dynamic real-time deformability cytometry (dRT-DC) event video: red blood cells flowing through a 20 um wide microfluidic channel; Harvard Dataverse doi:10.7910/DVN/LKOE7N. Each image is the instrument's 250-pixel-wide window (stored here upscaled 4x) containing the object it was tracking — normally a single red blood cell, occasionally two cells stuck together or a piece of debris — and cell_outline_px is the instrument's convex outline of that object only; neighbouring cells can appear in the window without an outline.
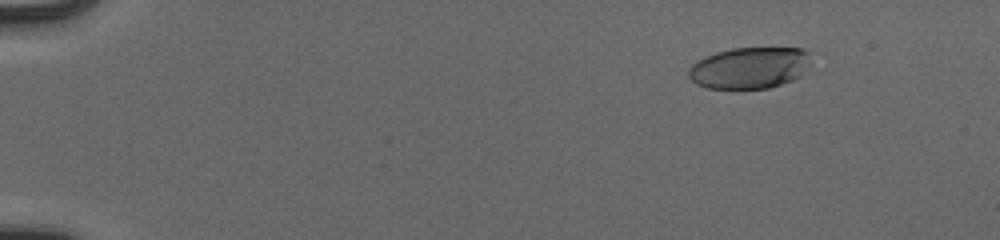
{"species": "human", "species_latin": "Homo sapiens", "temperature_condition": "cold", "stored_images_in_passage": 55, "camera_frame_rate_fps": 3000, "um_per_image_px": 0.085, "donor": {"sex": "male"}, "frame": {"image": 1, "passage_image": 8, "time_ms": 2.333, "image_size_px": [1000, 240], "cell_outline_px": [[812, 56], [808, 64], [800, 76], [792, 80], [768, 88], [708, 88], [696, 84], [688, 76], [688, 68], [692, 64], [704, 56], [716, 52], [732, 48], [804, 48], [812, 52]], "centroid_in_image_um": [63.71, 5.75], "position_along_channel_um": 21.3, "area_um2": 29.65}}
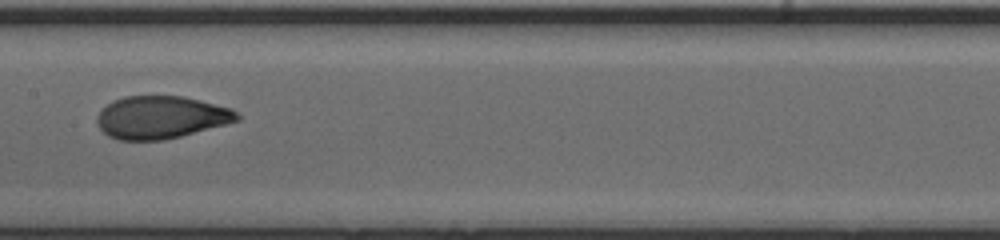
{"frame": {"image": 2, "passage_image": 31, "time_ms": 10.0, "image_size_px": [1000, 240], "cell_outline_px": [[240, 120], [180, 136], [164, 140], [120, 140], [108, 136], [100, 128], [96, 120], [96, 116], [112, 100], [124, 96], [184, 96], [232, 108], [240, 116]], "centroid_in_image_um": [13.68, 9.96], "position_along_channel_um": 193.7, "area_um2": 34.68}}
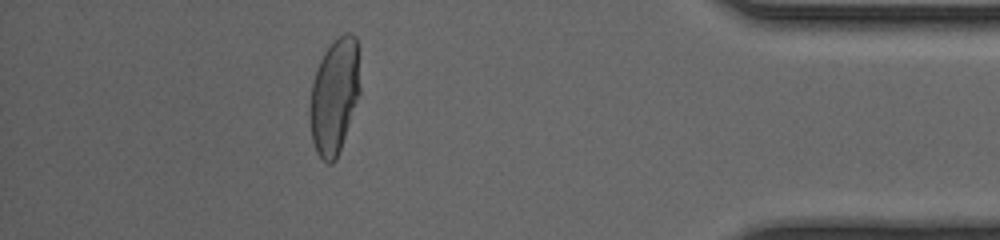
{"frame": {"image": 3, "passage_image": 50, "time_ms": 16.333, "image_size_px": [1000, 240], "cell_outline_px": [[360, 92], [336, 160], [332, 164], [328, 164], [316, 152], [312, 140], [308, 112], [308, 108], [312, 84], [316, 68], [324, 52], [344, 32], [352, 32], [356, 36], [360, 88]], "centroid_in_image_um": [28.4, 8.18], "position_along_channel_um": 406.8, "area_um2": 33.7}, "authors_computed_cell_mechanics": {"area_um2": 33.8708, "velocity_mm_per_s": 3.9561, "shape_relaxation_time_tau1_ms": 4.9165, "shape_relaxation_time_tau2_ms": null, "deformation_change_tau1": 0.2204, "deformation_change_tau2": null}}